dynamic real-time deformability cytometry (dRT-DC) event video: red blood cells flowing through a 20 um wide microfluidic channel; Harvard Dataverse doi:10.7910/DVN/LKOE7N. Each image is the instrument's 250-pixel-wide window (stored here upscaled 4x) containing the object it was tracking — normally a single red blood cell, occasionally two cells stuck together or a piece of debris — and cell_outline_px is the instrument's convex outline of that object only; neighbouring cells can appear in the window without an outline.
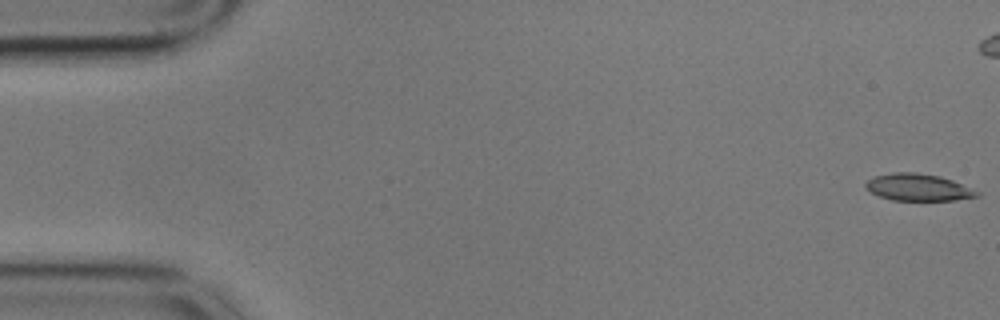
{"species": "common noctule bat (a hibernating species)", "species_latin": "Nyctalus noctula", "temperature_condition": "cold", "stored_images_in_passage": 13, "camera_frame_rate_fps": 3000, "um_per_image_px": 0.085, "animal": {"sex": "male", "body_mass_g": 17.9}, "frame": {"image": 1, "passage_image": 1, "time_ms": 0.0, "image_size_px": [1000, 320], "cell_outline_px": [[980, 196], [956, 200], [892, 200], [880, 196], [864, 188], [864, 184], [868, 180], [876, 176], [892, 172], [916, 172], [940, 176], [952, 180], [980, 192]], "centroid_in_image_um": [78.05, 15.92], "position_along_channel_um": 7.0, "area_um2": 17.46}}